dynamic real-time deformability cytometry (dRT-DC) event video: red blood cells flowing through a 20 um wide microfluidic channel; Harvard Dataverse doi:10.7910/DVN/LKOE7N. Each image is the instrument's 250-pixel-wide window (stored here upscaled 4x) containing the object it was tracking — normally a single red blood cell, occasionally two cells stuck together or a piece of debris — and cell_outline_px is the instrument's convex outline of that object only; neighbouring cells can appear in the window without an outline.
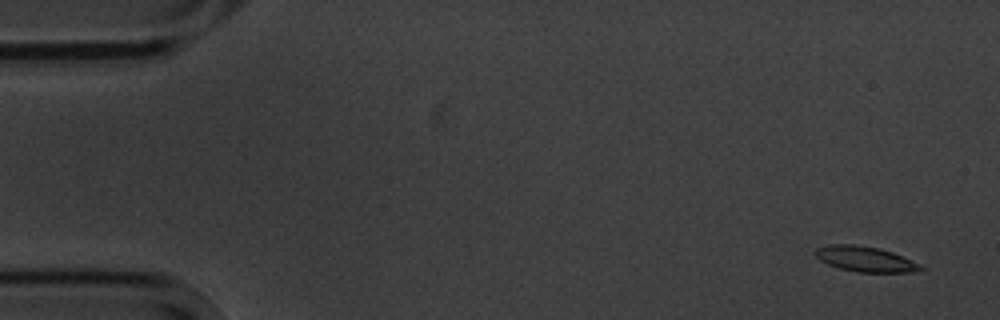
{"species": "common noctule bat (a hibernating species)", "species_latin": "Nyctalus noctula", "temperature_condition": "cold", "stored_images_in_passage": 4, "camera_frame_rate_fps": 3000, "um_per_image_px": 0.085, "animal": {"sex": "male", "body_mass_g": 20.1, "forearm_length_mm": 53.5}, "frame": {"image": 1, "passage_image": 1, "time_ms": 0.0, "image_size_px": [1000, 320], "cell_outline_px": [[924, 268], [912, 272], [856, 272], [840, 268], [828, 264], [820, 260], [816, 256], [816, 248], [828, 244], [852, 244], [880, 248], [892, 252], [920, 264]], "centroid_in_image_um": [73.52, 22.01], "position_along_channel_um": 11.5, "area_um2": 15.37}}
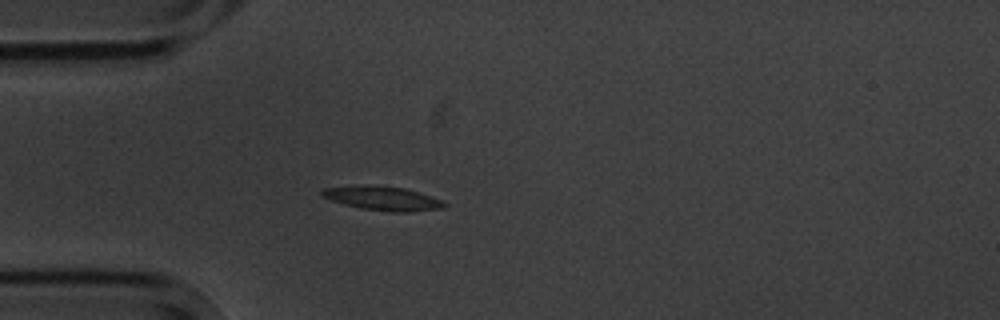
{"frame": {"image": 2, "passage_image": 4, "time_ms": 4.333, "image_size_px": [1000, 320], "cell_outline_px": [[448, 204], [444, 208], [408, 212], [392, 212], [360, 208], [344, 204], [320, 196], [320, 192], [324, 188], [368, 184], [404, 188], [444, 200]], "centroid_in_image_um": [32.54, 16.86], "position_along_channel_um": 52.5, "area_um2": 17.22}}